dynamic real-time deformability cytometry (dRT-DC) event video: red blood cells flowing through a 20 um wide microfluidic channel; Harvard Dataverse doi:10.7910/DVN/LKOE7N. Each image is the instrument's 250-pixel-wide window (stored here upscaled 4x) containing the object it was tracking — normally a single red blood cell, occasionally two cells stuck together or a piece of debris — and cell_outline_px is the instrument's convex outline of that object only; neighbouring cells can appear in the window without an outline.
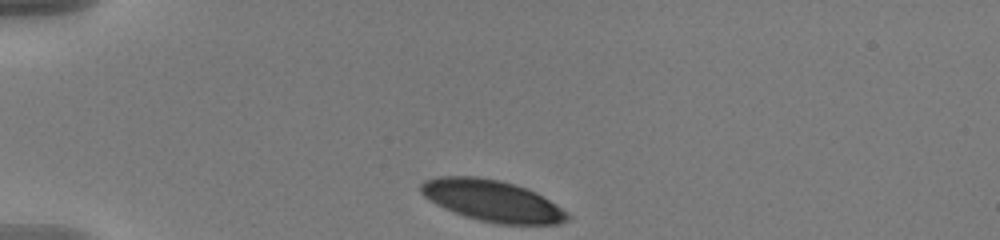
{"species": "human", "species_latin": "Homo sapiens", "temperature_condition": "warm", "stored_images_in_passage": 37, "camera_frame_rate_fps": 3000, "um_per_image_px": 0.085, "donor": {"sex": "male"}, "frame": {"image": 1, "passage_image": 1, "time_ms": 0.0, "image_size_px": [1000, 240], "cell_outline_px": [[572, 216], [568, 220], [556, 224], [500, 224], [480, 220], [464, 216], [444, 208], [436, 204], [424, 196], [420, 192], [420, 184], [424, 180], [436, 176], [476, 176], [500, 180], [516, 184], [536, 192], [556, 204], [568, 212]], "centroid_in_image_um": [41.84, 17.05], "position_along_channel_um": 43.2, "area_um2": 35.49}}
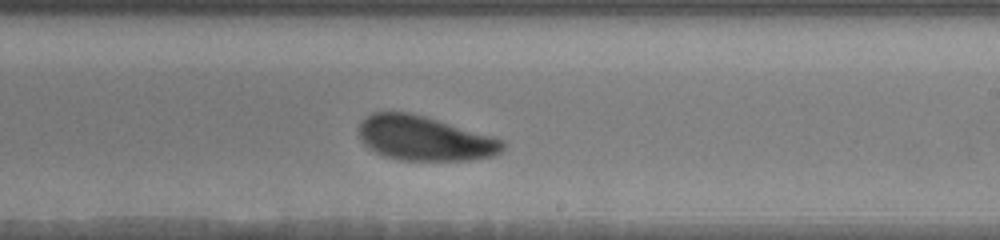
{"frame": {"image": 2, "passage_image": 22, "time_ms": 7.0, "image_size_px": [1000, 240], "cell_outline_px": [[504, 148], [496, 156], [472, 160], [400, 160], [384, 156], [368, 148], [360, 140], [360, 120], [372, 112], [408, 112], [424, 116], [492, 136], [504, 140]], "centroid_in_image_um": [36.08, 11.77], "position_along_channel_um": 252.9, "area_um2": 37.34}}
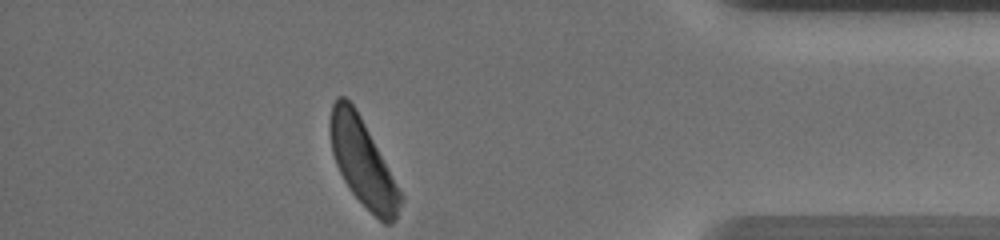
{"frame": {"image": 3, "passage_image": 37, "time_ms": 12.0, "image_size_px": [1000, 240], "cell_outline_px": [[404, 196], [396, 220], [392, 224], [384, 224], [348, 188], [336, 164], [332, 152], [328, 128], [328, 124], [332, 104], [336, 96], [344, 96], [356, 108]], "centroid_in_image_um": [30.83, 13.79], "position_along_channel_um": 404.4, "area_um2": 35.55}, "authors_computed_cell_mechanics": {"area_um2": 37.6856, "velocity_mm_per_s": 3.5963, "shape_relaxation_time_tau1_ms": 2.7319, "shape_relaxation_time_tau2_ms": 6.9547, "deformation_change_tau1": 0.1259, "deformation_change_tau2": 0.1549}}